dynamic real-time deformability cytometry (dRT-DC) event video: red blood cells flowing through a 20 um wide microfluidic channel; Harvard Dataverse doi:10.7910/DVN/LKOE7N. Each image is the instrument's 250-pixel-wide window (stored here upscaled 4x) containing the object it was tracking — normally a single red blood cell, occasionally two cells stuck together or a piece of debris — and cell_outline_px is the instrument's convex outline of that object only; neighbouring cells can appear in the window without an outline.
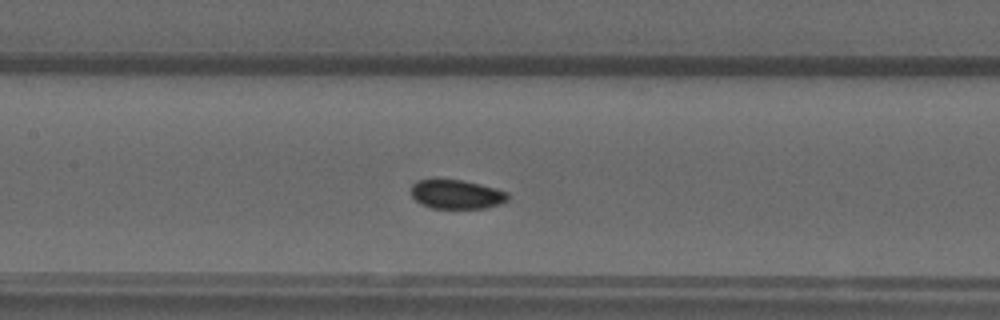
{"species": "common noctule bat (a hibernating species)", "species_latin": "Nyctalus noctula", "temperature_condition": "warm", "stored_images_in_passage": 46, "camera_frame_rate_fps": 3000, "um_per_image_px": 0.085, "animal": {"sex": "male", "forearm_length_mm": 52.5}, "frame": {"image": 1, "passage_image": 18, "time_ms": 5.667, "image_size_px": [1000, 320], "cell_outline_px": [[508, 200], [500, 204], [484, 208], [432, 208], [420, 204], [412, 196], [412, 184], [416, 180], [464, 180], [496, 188], [508, 192]], "centroid_in_image_um": [38.82, 16.52], "position_along_channel_um": 168.6, "area_um2": 16.36}}
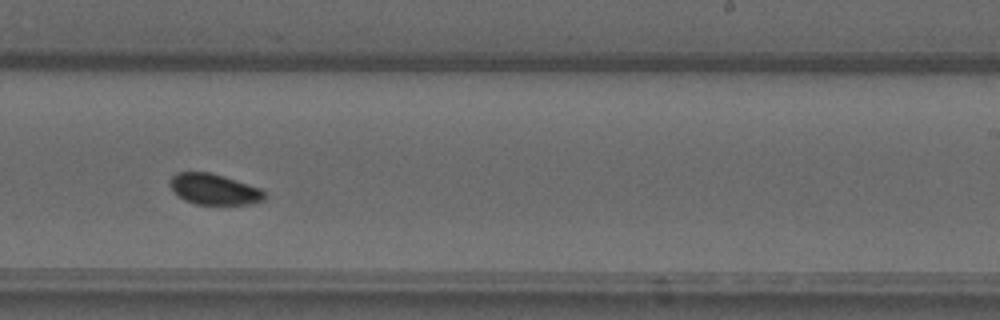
{"frame": {"image": 2, "passage_image": 26, "time_ms": 8.333, "image_size_px": [1000, 320], "cell_outline_px": [[268, 196], [264, 200], [252, 204], [196, 204], [184, 200], [172, 192], [168, 184], [168, 180], [176, 172], [212, 172], [260, 188]], "centroid_in_image_um": [18.16, 16.08], "position_along_channel_um": 270.8, "area_um2": 17.28}}
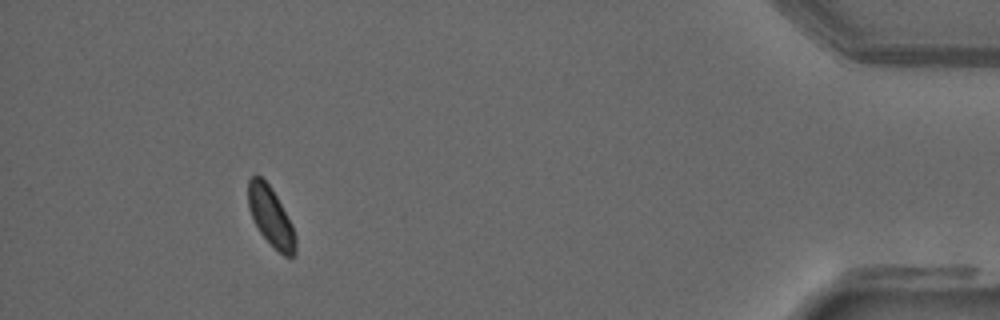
{"frame": {"image": 3, "passage_image": 42, "time_ms": 13.667, "image_size_px": [1000, 320], "cell_outline_px": [[296, 252], [292, 256], [284, 256], [260, 232], [248, 208], [248, 180], [252, 176], [260, 176], [272, 188], [292, 224], [296, 240]], "centroid_in_image_um": [23.02, 18.39], "position_along_channel_um": 412.2, "area_um2": 15.95}}